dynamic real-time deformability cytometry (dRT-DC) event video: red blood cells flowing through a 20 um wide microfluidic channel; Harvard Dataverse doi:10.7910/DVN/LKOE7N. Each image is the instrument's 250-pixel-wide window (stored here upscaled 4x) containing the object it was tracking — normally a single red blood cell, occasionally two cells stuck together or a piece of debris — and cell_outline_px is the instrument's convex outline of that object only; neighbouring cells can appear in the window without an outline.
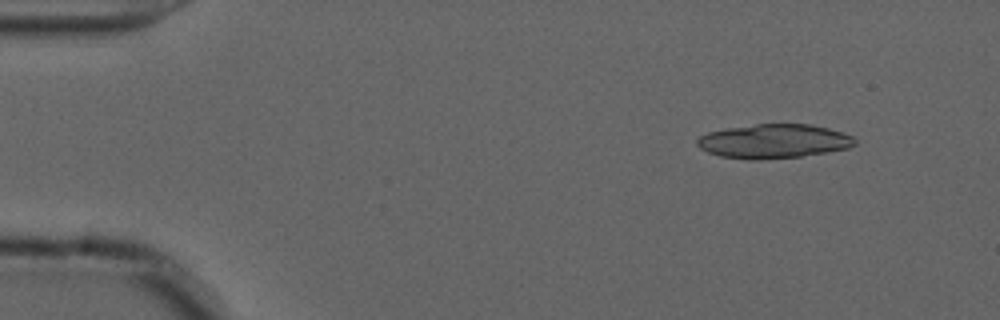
{"species": "common noctule bat (a hibernating species)", "species_latin": "Nyctalus noctula", "temperature_condition": "cold", "stored_images_in_passage": 20, "camera_frame_rate_fps": 3000, "um_per_image_px": 0.085, "animal": {"sex": "male", "forearm_length_mm": 52.5}, "frame": {"image": 1, "passage_image": 5, "time_ms": 1.333, "image_size_px": [1000, 320], "cell_outline_px": [[856, 144], [848, 148], [828, 152], [800, 156], [760, 160], [748, 160], [720, 156], [708, 152], [700, 148], [696, 144], [696, 140], [700, 136], [708, 132], [728, 128], [756, 124], [812, 124], [844, 132], [852, 136], [856, 140]], "centroid_in_image_um": [65.78, 12.01], "position_along_channel_um": 19.2, "area_um2": 31.5}}